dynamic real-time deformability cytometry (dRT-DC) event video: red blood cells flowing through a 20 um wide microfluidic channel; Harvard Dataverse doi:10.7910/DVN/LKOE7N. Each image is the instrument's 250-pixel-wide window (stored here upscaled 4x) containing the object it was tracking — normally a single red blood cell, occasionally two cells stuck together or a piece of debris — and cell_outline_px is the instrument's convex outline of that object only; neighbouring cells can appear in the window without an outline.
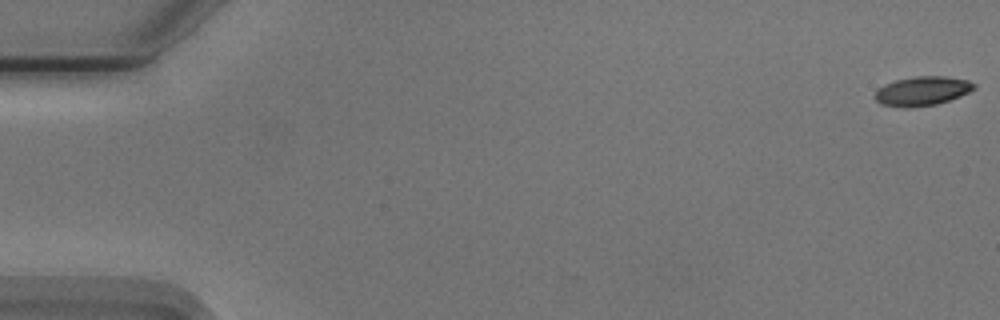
{"species": "Egyptian fruit bat (a non-hibernating species)", "species_latin": "Rousettus aegyptiacus", "temperature_condition": "cold", "stored_images_in_passage": 16, "camera_frame_rate_fps": 3000, "um_per_image_px": 0.085, "animal": {"sex": "male"}, "frame": {"image": 1, "passage_image": 1, "time_ms": 0.0, "image_size_px": [1000, 320], "cell_outline_px": [[976, 88], [960, 96], [936, 104], [908, 108], [900, 108], [880, 104], [872, 96], [884, 84], [896, 80], [912, 76], [944, 76], [968, 80], [976, 84]], "centroid_in_image_um": [78.36, 7.74], "position_along_channel_um": 6.6, "area_um2": 16.99}}